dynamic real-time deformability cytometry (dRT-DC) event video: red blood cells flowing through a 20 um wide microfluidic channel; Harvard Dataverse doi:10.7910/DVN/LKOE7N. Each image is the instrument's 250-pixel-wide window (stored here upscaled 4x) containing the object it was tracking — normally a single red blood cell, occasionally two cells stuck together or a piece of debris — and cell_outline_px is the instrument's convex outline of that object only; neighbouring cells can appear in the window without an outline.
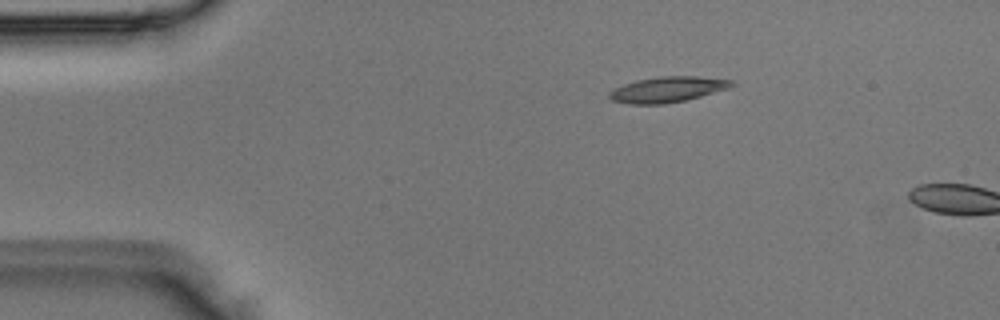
{"species": "Egyptian fruit bat (a non-hibernating species)", "species_latin": "Rousettus aegyptiacus", "temperature_condition": "room temperature", "stored_images_in_passage": 4, "camera_frame_rate_fps": 3000, "um_per_image_px": 0.085, "animal": {"sex": "male"}, "frame": {"image": 1, "passage_image": 3, "time_ms": 0.667, "image_size_px": [1000, 320], "cell_outline_px": [[736, 84], [728, 88], [700, 96], [684, 100], [664, 104], [628, 104], [612, 100], [608, 96], [608, 92], [612, 88], [636, 80], [660, 76], [696, 76], [732, 80]], "centroid_in_image_um": [56.69, 7.6], "position_along_channel_um": 28.3, "area_um2": 18.21}}